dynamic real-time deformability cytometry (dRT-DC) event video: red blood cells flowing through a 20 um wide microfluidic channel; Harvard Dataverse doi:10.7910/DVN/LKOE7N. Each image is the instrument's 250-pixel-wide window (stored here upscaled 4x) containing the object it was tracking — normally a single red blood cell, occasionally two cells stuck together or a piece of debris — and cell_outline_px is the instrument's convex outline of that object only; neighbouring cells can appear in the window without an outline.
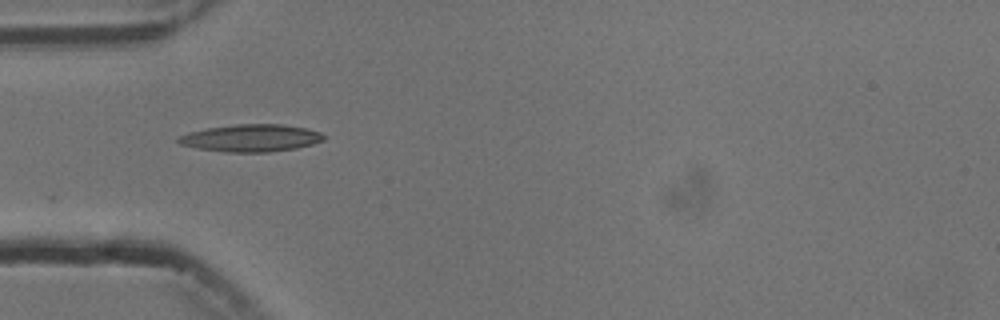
{"species": "common noctule bat (a hibernating species)", "species_latin": "Nyctalus noctula", "temperature_condition": "cold", "stored_images_in_passage": 6, "camera_frame_rate_fps": 3000, "um_per_image_px": 0.085, "animal": {"sex": "male", "body_mass_g": 13.3}, "frame": {"image": 1, "passage_image": 1, "time_ms": 0.0, "image_size_px": [1000, 320], "cell_outline_px": [[324, 140], [312, 144], [296, 148], [268, 152], [224, 152], [200, 148], [180, 144], [176, 140], [176, 136], [188, 132], [208, 128], [236, 124], [280, 124], [304, 128], [320, 132], [324, 136]], "centroid_in_image_um": [21.3, 11.73], "position_along_channel_um": 63.7, "area_um2": 23.0}}
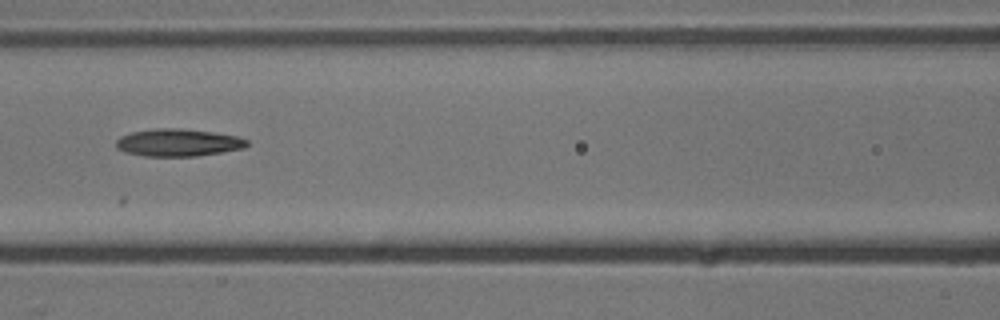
{"frame": {"image": 2, "passage_image": 3, "time_ms": 2.333, "image_size_px": [1000, 320], "cell_outline_px": [[248, 144], [244, 148], [196, 156], [144, 156], [124, 152], [116, 148], [116, 140], [120, 136], [132, 132], [156, 128], [180, 128], [212, 132], [240, 136], [248, 140]], "centroid_in_image_um": [15.13, 12.12], "position_along_channel_um": 151.5, "area_um2": 20.98}}
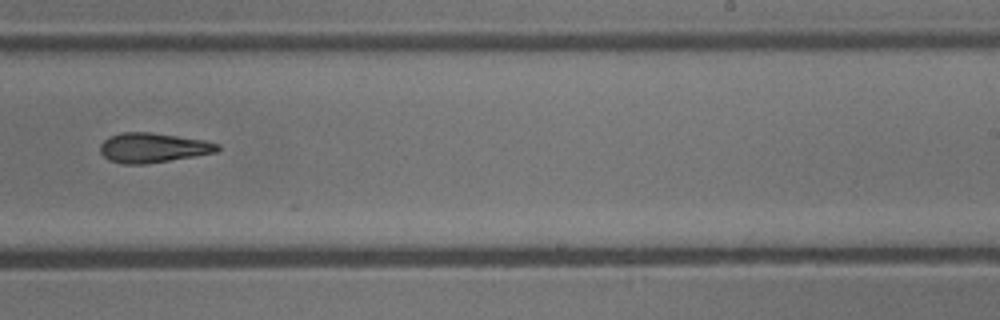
{"frame": {"image": 3, "passage_image": 6, "time_ms": 5.667, "image_size_px": [1000, 320], "cell_outline_px": [[220, 148], [216, 152], [144, 164], [124, 164], [108, 160], [100, 152], [100, 144], [108, 136], [124, 132], [152, 132], [204, 140], [220, 144]], "centroid_in_image_um": [12.97, 12.54], "position_along_channel_um": 276.0, "area_um2": 20.17}}